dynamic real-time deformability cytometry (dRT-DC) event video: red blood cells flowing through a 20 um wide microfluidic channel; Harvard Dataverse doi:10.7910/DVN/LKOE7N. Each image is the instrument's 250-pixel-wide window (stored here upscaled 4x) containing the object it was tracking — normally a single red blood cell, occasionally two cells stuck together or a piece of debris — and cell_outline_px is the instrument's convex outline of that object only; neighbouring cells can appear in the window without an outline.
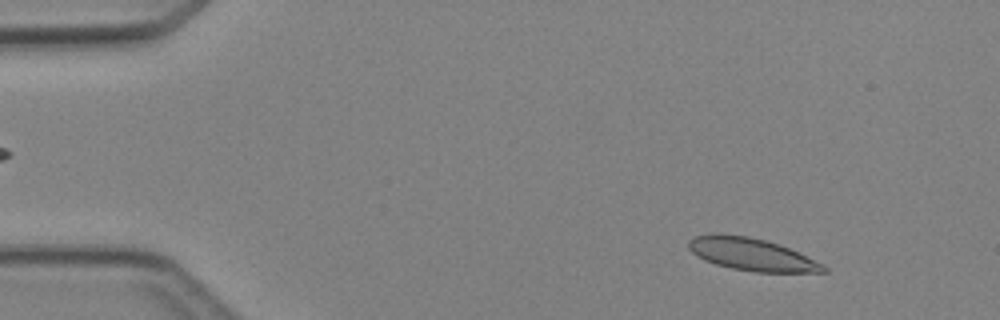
{"species": "Egyptian fruit bat (a non-hibernating species)", "species_latin": "Rousettus aegyptiacus", "temperature_condition": "cold", "stored_images_in_passage": 5, "camera_frame_rate_fps": 3000, "um_per_image_px": 0.085, "animal": {"sex": "female"}, "frame": {"image": 1, "passage_image": 1, "time_ms": 0.0, "image_size_px": [1000, 320], "cell_outline_px": [[828, 272], [756, 272], [732, 268], [716, 264], [704, 260], [696, 256], [688, 248], [688, 240], [696, 236], [712, 232], [716, 232], [748, 236], [780, 244], [824, 264], [828, 268]], "centroid_in_image_um": [63.86, 21.6], "position_along_channel_um": 21.1, "area_um2": 25.72}}
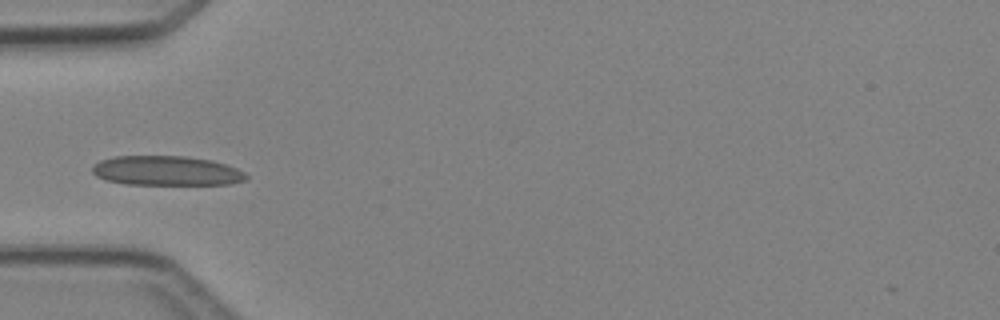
{"frame": {"image": 2, "passage_image": 4, "time_ms": 3.333, "image_size_px": [1000, 320], "cell_outline_px": [[248, 176], [244, 180], [228, 184], [124, 184], [104, 180], [96, 176], [92, 172], [92, 164], [100, 160], [112, 156], [184, 156], [212, 160], [236, 168], [244, 172]], "centroid_in_image_um": [14.08, 14.51], "position_along_channel_um": 70.9, "area_um2": 26.59}}
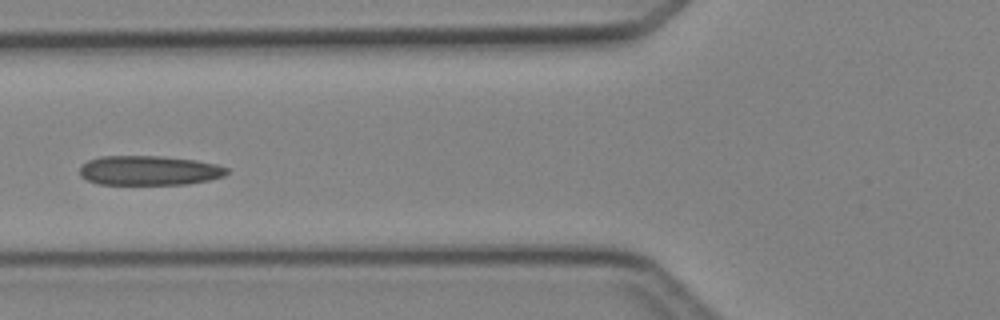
{"frame": {"image": 3, "passage_image": 5, "time_ms": 4.333, "image_size_px": [1000, 320], "cell_outline_px": [[228, 172], [224, 176], [208, 180], [188, 184], [100, 184], [88, 180], [80, 176], [80, 168], [88, 160], [100, 156], [160, 156], [196, 160], [216, 164], [228, 168]], "centroid_in_image_um": [12.68, 14.49], "position_along_channel_um": 113.1, "area_um2": 25.26}}